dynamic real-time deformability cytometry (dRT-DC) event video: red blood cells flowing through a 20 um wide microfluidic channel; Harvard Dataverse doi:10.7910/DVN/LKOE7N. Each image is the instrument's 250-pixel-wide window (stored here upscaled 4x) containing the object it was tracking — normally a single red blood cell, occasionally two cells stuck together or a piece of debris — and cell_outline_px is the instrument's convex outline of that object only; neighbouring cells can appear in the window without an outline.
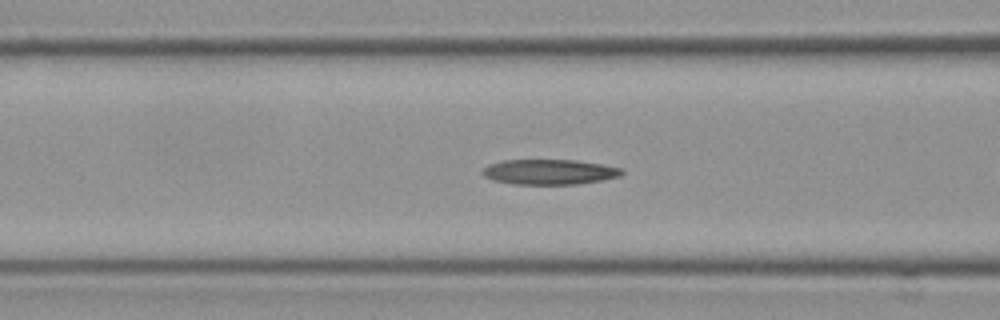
{"species": "Egyptian fruit bat (a non-hibernating species)", "species_latin": "Rousettus aegyptiacus", "temperature_condition": "cold", "stored_images_in_passage": 31, "camera_frame_rate_fps": 3000, "um_per_image_px": 0.085, "frame": {"image": 1, "passage_image": 7, "time_ms": 2.0, "image_size_px": [1000, 320], "cell_outline_px": [[624, 172], [620, 176], [600, 180], [576, 184], [512, 184], [492, 180], [484, 176], [480, 172], [488, 164], [504, 160], [576, 160], [624, 168]], "centroid_in_image_um": [46.67, 14.61], "position_along_channel_um": 119.9, "area_um2": 20.46}}
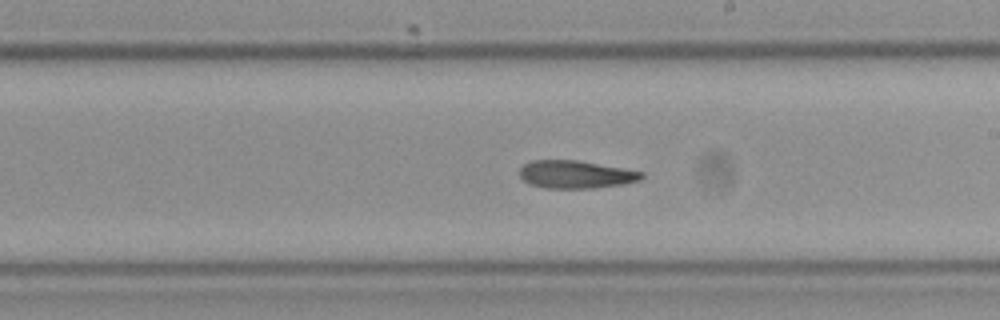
{"frame": {"image": 2, "passage_image": 17, "time_ms": 5.333, "image_size_px": [1000, 320], "cell_outline_px": [[644, 176], [640, 180], [624, 184], [596, 188], [544, 188], [532, 184], [524, 180], [520, 176], [520, 168], [524, 164], [532, 160], [576, 160], [624, 168], [644, 172]], "centroid_in_image_um": [48.97, 14.83], "position_along_channel_um": 240.0, "area_um2": 19.77}}
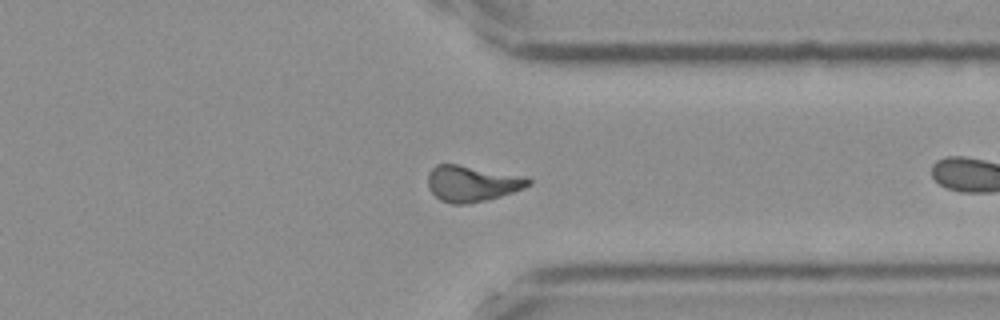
{"frame": {"image": 3, "passage_image": 28, "time_ms": 9.0, "image_size_px": [1000, 320], "cell_outline_px": [[532, 184], [524, 188], [488, 200], [468, 204], [452, 204], [440, 200], [428, 188], [428, 172], [436, 164], [456, 164], [528, 176], [532, 180]], "centroid_in_image_um": [40.15, 15.6], "position_along_channel_um": 371.3, "area_um2": 21.33}}